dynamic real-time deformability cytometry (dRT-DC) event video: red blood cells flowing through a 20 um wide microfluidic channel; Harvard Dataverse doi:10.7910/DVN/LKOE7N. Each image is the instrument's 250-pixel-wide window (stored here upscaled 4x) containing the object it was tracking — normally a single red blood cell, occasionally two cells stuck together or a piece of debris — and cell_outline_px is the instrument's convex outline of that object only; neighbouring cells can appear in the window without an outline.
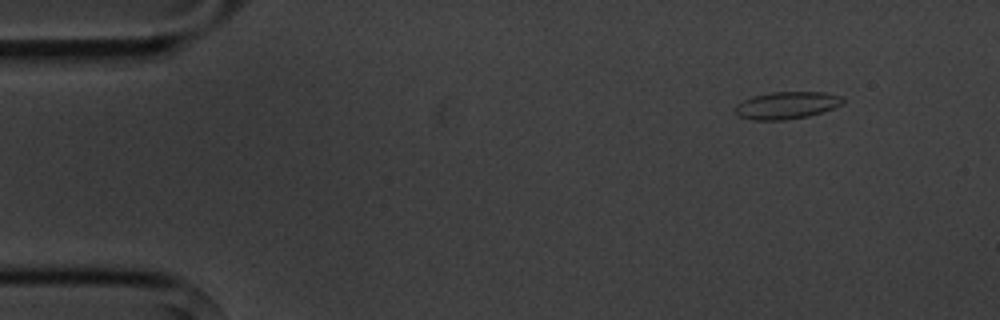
{"species": "common noctule bat (a hibernating species)", "species_latin": "Nyctalus noctula", "temperature_condition": "cold", "stored_images_in_passage": 4, "camera_frame_rate_fps": 3000, "um_per_image_px": 0.085, "animal": {"sex": "male", "body_mass_g": 20.1, "forearm_length_mm": 53.5}, "frame": {"image": 1, "passage_image": 1, "time_ms": 0.0, "image_size_px": [1000, 320], "cell_outline_px": [[844, 104], [808, 116], [784, 120], [752, 120], [740, 116], [736, 112], [736, 104], [752, 96], [772, 92], [824, 92], [844, 96]], "centroid_in_image_um": [66.9, 8.94], "position_along_channel_um": 18.1, "area_um2": 17.05}}
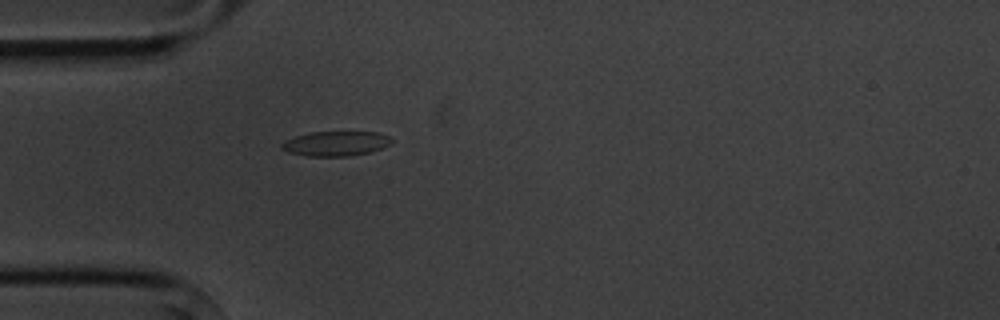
{"frame": {"image": 2, "passage_image": 4, "time_ms": 3.333, "image_size_px": [1000, 320], "cell_outline_px": [[392, 144], [372, 152], [352, 156], [304, 156], [288, 152], [280, 148], [280, 144], [284, 140], [308, 132], [380, 132], [388, 136], [392, 140]], "centroid_in_image_um": [28.54, 12.21], "position_along_channel_um": 56.5, "area_um2": 16.13}}